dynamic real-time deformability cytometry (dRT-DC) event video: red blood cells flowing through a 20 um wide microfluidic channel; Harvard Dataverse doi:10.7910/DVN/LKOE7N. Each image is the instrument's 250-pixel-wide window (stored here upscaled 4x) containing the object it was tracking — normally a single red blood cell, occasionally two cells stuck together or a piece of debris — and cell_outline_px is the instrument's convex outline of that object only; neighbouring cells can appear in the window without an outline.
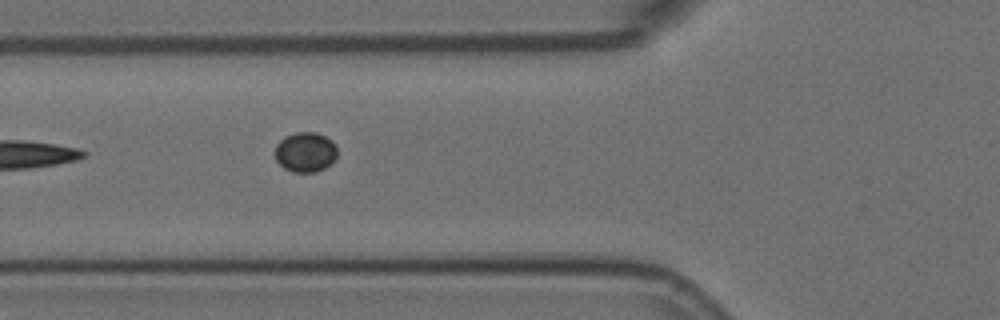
{"species": "Egyptian fruit bat (a non-hibernating species)", "species_latin": "Rousettus aegyptiacus", "temperature_condition": "room temperature", "stored_images_in_passage": 6, "segment_of_instrument_passage": [2, 2], "camera_frame_rate_fps": 3000, "um_per_image_px": 0.085, "animal": {"sex": "female"}, "frame": {"image": 1, "passage_image": 6, "time_ms": 1.667, "image_size_px": [1000, 320], "cell_outline_px": [[336, 156], [324, 168], [316, 172], [292, 172], [284, 168], [276, 160], [276, 144], [284, 136], [296, 132], [316, 132], [332, 140], [336, 148]], "centroid_in_image_um": [25.93, 12.92], "position_along_channel_um": 99.9, "area_um2": 14.33}}